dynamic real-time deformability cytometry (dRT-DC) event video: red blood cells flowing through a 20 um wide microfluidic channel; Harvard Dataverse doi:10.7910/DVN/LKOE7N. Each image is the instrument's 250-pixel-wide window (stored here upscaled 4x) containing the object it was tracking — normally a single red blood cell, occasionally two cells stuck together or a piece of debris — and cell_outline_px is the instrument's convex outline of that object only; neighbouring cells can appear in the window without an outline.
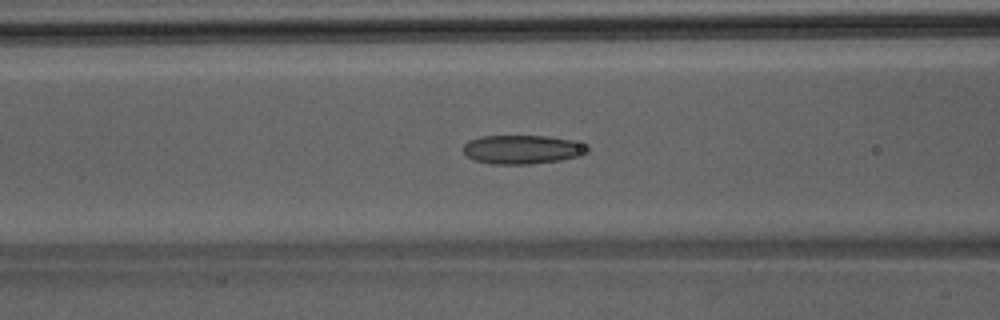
{"species": "Egyptian fruit bat (a non-hibernating species)", "species_latin": "Rousettus aegyptiacus", "temperature_condition": "room temperature", "stored_images_in_passage": 34, "camera_frame_rate_fps": 3000, "um_per_image_px": 0.085, "animal": {"sex": "male"}, "frame": {"image": 1, "passage_image": 5, "time_ms": 1.333, "image_size_px": [1000, 320], "cell_outline_px": [[588, 152], [580, 156], [560, 160], [532, 164], [492, 164], [476, 160], [468, 156], [464, 152], [464, 144], [468, 140], [480, 136], [548, 136], [572, 140], [588, 144]], "centroid_in_image_um": [44.44, 12.7], "position_along_channel_um": 122.2, "area_um2": 20.98}}
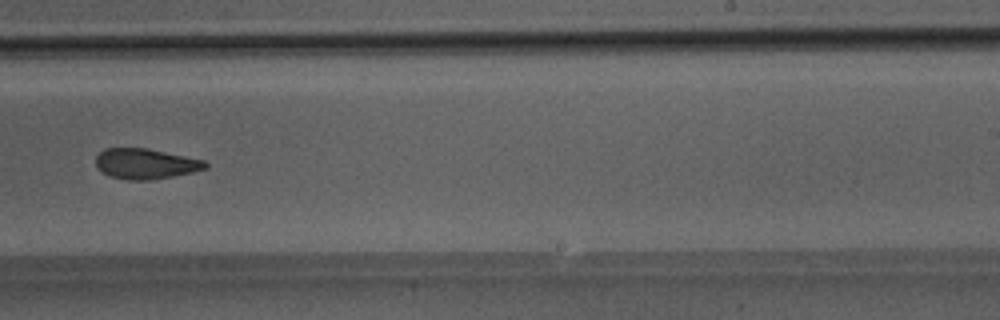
{"frame": {"image": 2, "passage_image": 16, "time_ms": 5.0, "image_size_px": [1000, 320], "cell_outline_px": [[208, 168], [192, 172], [172, 176], [148, 180], [128, 180], [108, 176], [96, 164], [96, 156], [104, 148], [148, 148], [204, 160], [208, 164]], "centroid_in_image_um": [12.38, 13.91], "position_along_channel_um": 276.6, "area_um2": 19.31}}
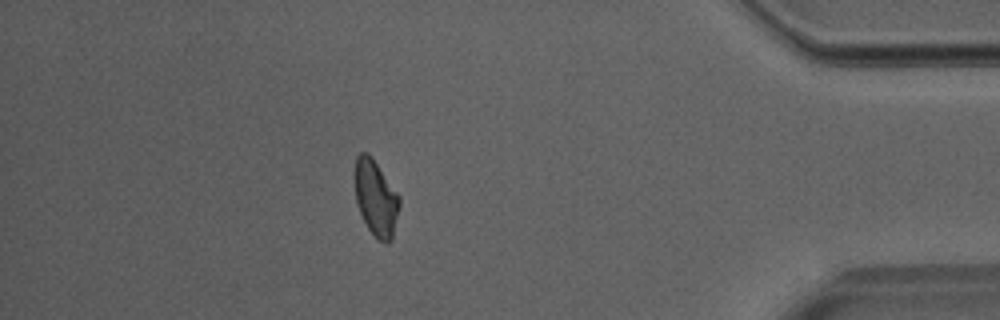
{"frame": {"image": 3, "passage_image": 28, "time_ms": 9.0, "image_size_px": [1000, 320], "cell_outline_px": [[400, 204], [392, 240], [388, 244], [376, 240], [368, 228], [356, 204], [352, 176], [352, 172], [356, 156], [360, 152], [368, 152], [372, 156], [400, 196]], "centroid_in_image_um": [31.91, 16.79], "position_along_channel_um": 403.3, "area_um2": 20.52}}